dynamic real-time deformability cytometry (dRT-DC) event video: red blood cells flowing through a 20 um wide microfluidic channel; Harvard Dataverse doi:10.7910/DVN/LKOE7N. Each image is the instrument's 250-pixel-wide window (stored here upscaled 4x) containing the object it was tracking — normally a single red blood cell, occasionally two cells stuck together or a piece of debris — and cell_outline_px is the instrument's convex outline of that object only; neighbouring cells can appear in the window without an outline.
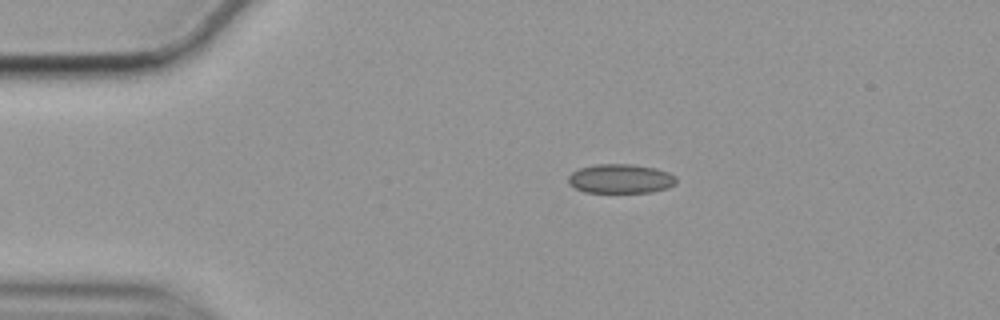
{"species": "common noctule bat (a hibernating species)", "species_latin": "Nyctalus noctula", "temperature_condition": "cold", "stored_images_in_passage": 47, "camera_frame_rate_fps": 3000, "um_per_image_px": 0.085, "animal": {"sex": "female", "body_mass_g": 19.9}, "frame": {"image": 1, "passage_image": 1, "time_ms": 0.0, "image_size_px": [1000, 320], "cell_outline_px": [[676, 184], [668, 188], [652, 192], [584, 192], [568, 184], [568, 176], [572, 172], [580, 168], [596, 164], [632, 164], [656, 168], [668, 172], [676, 176]], "centroid_in_image_um": [52.76, 15.19], "position_along_channel_um": 32.2, "area_um2": 18.5}}
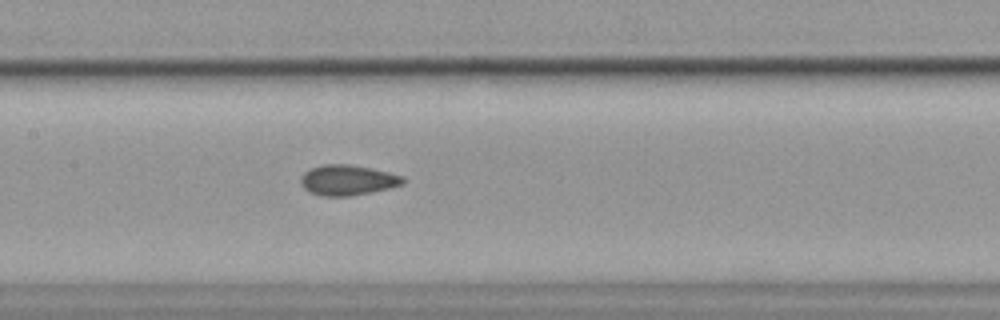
{"frame": {"image": 2, "passage_image": 17, "time_ms": 5.333, "image_size_px": [1000, 320], "cell_outline_px": [[404, 184], [388, 188], [348, 196], [320, 196], [308, 192], [304, 188], [300, 180], [300, 176], [304, 172], [312, 168], [324, 164], [348, 164], [388, 172], [404, 176]], "centroid_in_image_um": [29.51, 15.31], "position_along_channel_um": 177.9, "area_um2": 17.92}}
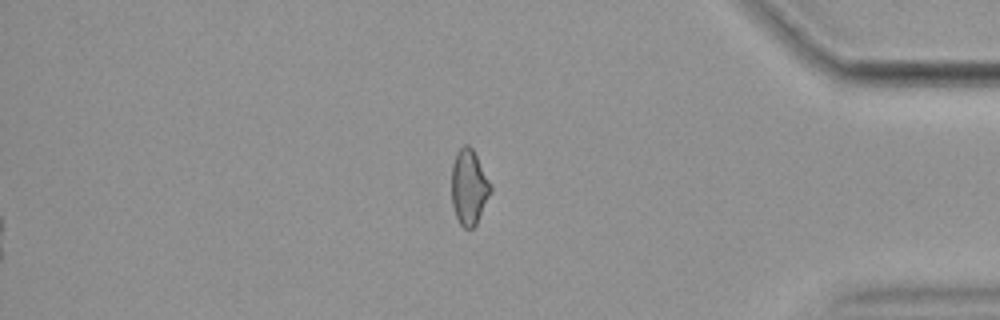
{"frame": {"image": 3, "passage_image": 38, "time_ms": 12.333, "image_size_px": [1000, 320], "cell_outline_px": [[492, 192], [476, 224], [472, 228], [464, 228], [460, 224], [456, 216], [452, 204], [452, 164], [456, 152], [464, 144], [468, 144], [472, 148], [492, 188]], "centroid_in_image_um": [39.85, 15.91], "position_along_channel_um": 395.3, "area_um2": 16.94}, "authors_computed_cell_mechanics": {"area_um2": 17.7446, "velocity_mm_per_s": 3.5314, "shape_relaxation_time_tau1_ms": 6.6884, "shape_relaxation_time_tau2_ms": 2.8319, "deformation_change_tau1": 0.0838, "deformation_change_tau2": 0.0696}}